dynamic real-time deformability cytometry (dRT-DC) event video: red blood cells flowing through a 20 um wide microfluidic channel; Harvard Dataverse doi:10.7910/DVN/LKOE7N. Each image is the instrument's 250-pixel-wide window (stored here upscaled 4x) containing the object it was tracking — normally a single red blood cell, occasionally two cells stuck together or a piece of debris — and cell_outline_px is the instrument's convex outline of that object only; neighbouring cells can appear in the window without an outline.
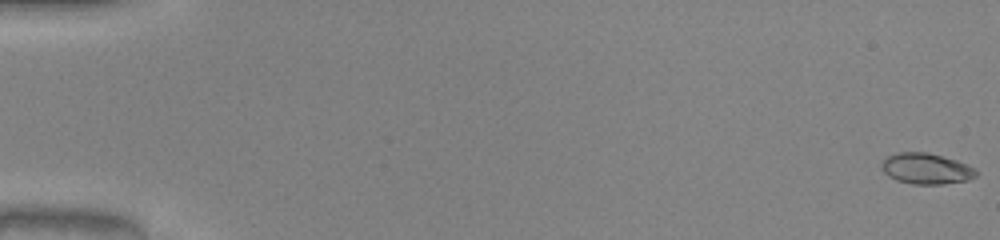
{"species": "common noctule bat (a hibernating species)", "species_latin": "Nyctalus noctula", "temperature_condition": "warm", "stored_images_in_passage": 15, "camera_frame_rate_fps": 3000, "um_per_image_px": 0.085, "animal": {"sex": "male", "body_mass_g": 20.0, "forearm_length_mm": 53.3}, "frame": {"image": 1, "passage_image": 1, "time_ms": 0.0, "image_size_px": [1000, 240], "cell_outline_px": [[976, 176], [968, 180], [944, 184], [912, 184], [896, 180], [888, 176], [880, 168], [880, 164], [888, 156], [896, 152], [928, 152], [956, 160], [976, 168]], "centroid_in_image_um": [78.71, 14.33], "position_along_channel_um": 6.3, "area_um2": 17.11}}